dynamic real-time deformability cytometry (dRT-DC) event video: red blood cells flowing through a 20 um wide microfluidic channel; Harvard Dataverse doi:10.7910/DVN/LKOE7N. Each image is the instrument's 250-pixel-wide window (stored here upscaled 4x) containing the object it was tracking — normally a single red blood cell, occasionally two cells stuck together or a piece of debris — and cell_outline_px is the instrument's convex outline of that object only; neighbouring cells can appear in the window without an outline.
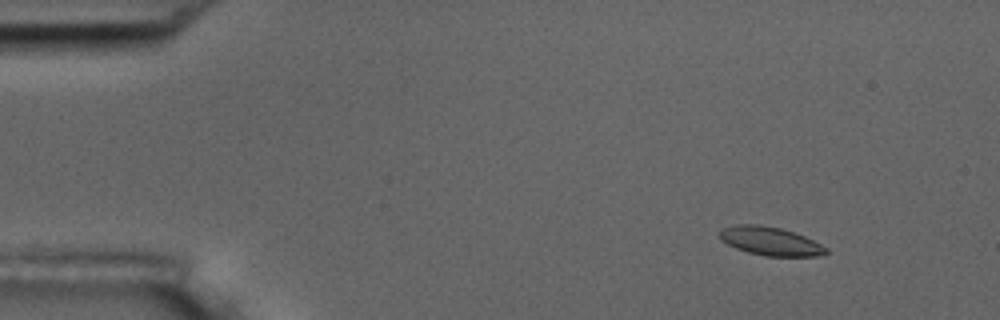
{"species": "common noctule bat (a hibernating species)", "species_latin": "Nyctalus noctula", "temperature_condition": "room temperature", "stored_images_in_passage": 56, "camera_frame_rate_fps": 3000, "um_per_image_px": 0.085, "animal": {"sex": "male", "body_mass_g": 17.5, "forearm_length_mm": 52.3}, "frame": {"image": 1, "passage_image": 6, "time_ms": 1.667, "image_size_px": [1000, 320], "cell_outline_px": [[828, 252], [824, 256], [764, 256], [748, 252], [736, 248], [720, 240], [720, 228], [732, 224], [756, 224], [780, 228], [804, 236], [828, 248]], "centroid_in_image_um": [65.46, 20.5], "position_along_channel_um": 19.5, "area_um2": 17.74}}
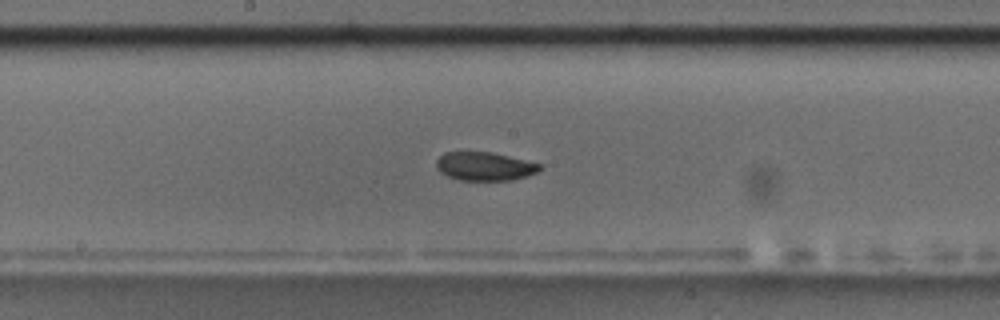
{"frame": {"image": 2, "passage_image": 29, "time_ms": 9.333, "image_size_px": [1000, 320], "cell_outline_px": [[544, 164], [536, 172], [512, 180], [460, 180], [448, 176], [440, 172], [436, 168], [436, 160], [444, 152], [492, 152]], "centroid_in_image_um": [41.18, 14.13], "position_along_channel_um": 207.0, "area_um2": 17.17}}
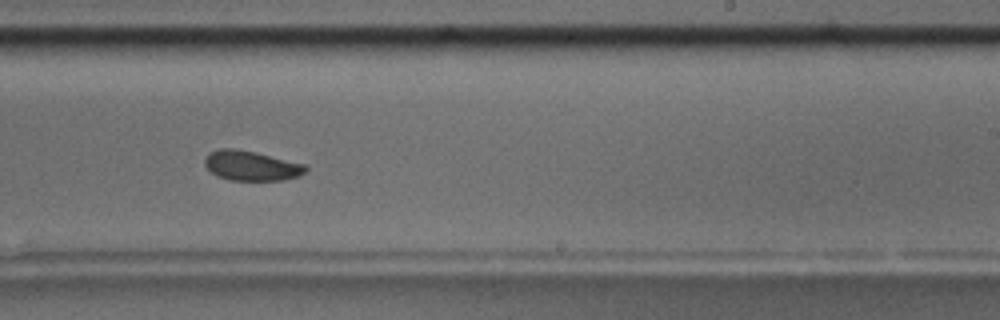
{"frame": {"image": 3, "passage_image": 34, "time_ms": 11.0, "image_size_px": [1000, 320], "cell_outline_px": [[308, 168], [300, 176], [284, 180], [228, 180], [216, 176], [204, 164], [204, 160], [212, 152], [220, 148], [232, 148], [256, 152], [308, 164]], "centroid_in_image_um": [21.42, 14.09], "position_along_channel_um": 267.6, "area_um2": 17.63}, "authors_computed_cell_mechanics": {"area_um2": 17.8024, "velocity_mm_per_s": 3.6438, "shape_relaxation_time_tau1_ms": null, "shape_relaxation_time_tau2_ms": 2.3923, "deformation_change_tau1": null, "deformation_change_tau2": 0.0689}}